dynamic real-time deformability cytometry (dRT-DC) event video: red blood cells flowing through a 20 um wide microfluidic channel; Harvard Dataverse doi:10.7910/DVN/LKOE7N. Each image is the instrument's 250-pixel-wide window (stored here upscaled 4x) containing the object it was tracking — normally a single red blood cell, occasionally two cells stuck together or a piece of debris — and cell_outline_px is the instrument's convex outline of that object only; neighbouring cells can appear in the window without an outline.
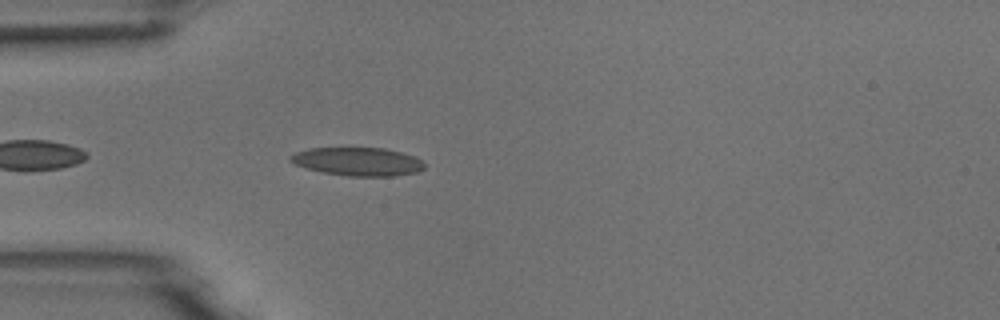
{"species": "common noctule bat (a hibernating species)", "species_latin": "Nyctalus noctula", "temperature_condition": "room temperature", "stored_images_in_passage": 11, "camera_frame_rate_fps": 3000, "um_per_image_px": 0.085, "animal": {"sex": "male", "body_mass_g": 18.8}, "frame": {"image": 1, "passage_image": 4, "time_ms": 1.0, "image_size_px": [1000, 320], "cell_outline_px": [[424, 168], [416, 172], [392, 176], [348, 176], [324, 172], [308, 168], [296, 164], [288, 160], [288, 156], [296, 152], [308, 148], [384, 148], [416, 156], [424, 160]], "centroid_in_image_um": [30.43, 13.72], "position_along_channel_um": 54.6, "area_um2": 22.08}}